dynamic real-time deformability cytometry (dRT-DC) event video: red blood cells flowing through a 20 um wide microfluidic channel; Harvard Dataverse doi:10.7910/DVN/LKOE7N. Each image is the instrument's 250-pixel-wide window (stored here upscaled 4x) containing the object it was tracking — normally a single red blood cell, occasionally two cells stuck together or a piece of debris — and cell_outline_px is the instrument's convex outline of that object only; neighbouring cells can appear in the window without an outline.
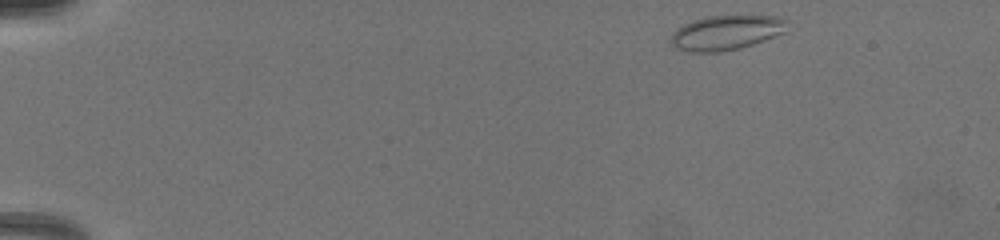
{"species": "common noctule bat (a hibernating species)", "species_latin": "Nyctalus noctula", "temperature_condition": "warm", "stored_images_in_passage": 63, "camera_frame_rate_fps": 3000, "um_per_image_px": 0.085, "animal": {"sex": "female", "body_mass_g": 19.5, "forearm_length_mm": 54.1}, "frame": {"image": 1, "passage_image": 1, "time_ms": 0.0, "image_size_px": [1000, 240], "cell_outline_px": [[788, 20], [784, 32], [764, 40], [740, 48], [720, 52], [688, 52], [676, 48], [672, 44], [672, 36], [684, 24], [692, 20], [708, 16], [776, 16]], "centroid_in_image_um": [61.74, 2.78], "position_along_channel_um": 23.3, "area_um2": 23.12}}
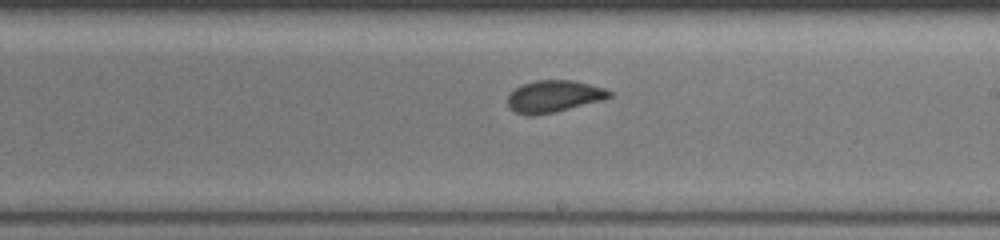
{"frame": {"image": 2, "passage_image": 35, "time_ms": 8.333, "image_size_px": [1000, 240], "cell_outline_px": [[612, 96], [600, 100], [552, 112], [532, 116], [528, 116], [516, 112], [508, 108], [508, 96], [516, 88], [524, 84], [536, 80], [572, 80], [604, 88], [612, 92]], "centroid_in_image_um": [47.04, 8.18], "position_along_channel_um": 242.0, "area_um2": 18.5}}
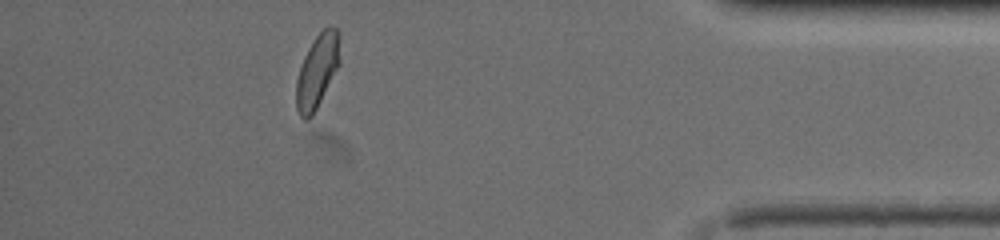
{"frame": {"image": 3, "passage_image": 55, "time_ms": 13.333, "image_size_px": [1000, 240], "cell_outline_px": [[340, 64], [312, 116], [308, 120], [304, 120], [300, 116], [296, 108], [296, 80], [304, 56], [308, 48], [316, 36], [324, 28], [336, 28], [340, 32]], "centroid_in_image_um": [26.98, 6.04], "position_along_channel_um": 408.2, "area_um2": 18.73}, "authors_computed_cell_mechanics": {"area_um2": 18.9584, "velocity_mm_per_s": 4.0826, "shape_relaxation_time_tau1_ms": 3.7536, "shape_relaxation_time_tau2_ms": 0.5992, "deformation_change_tau1": 0.0988, "deformation_change_tau2": 0.0441}}